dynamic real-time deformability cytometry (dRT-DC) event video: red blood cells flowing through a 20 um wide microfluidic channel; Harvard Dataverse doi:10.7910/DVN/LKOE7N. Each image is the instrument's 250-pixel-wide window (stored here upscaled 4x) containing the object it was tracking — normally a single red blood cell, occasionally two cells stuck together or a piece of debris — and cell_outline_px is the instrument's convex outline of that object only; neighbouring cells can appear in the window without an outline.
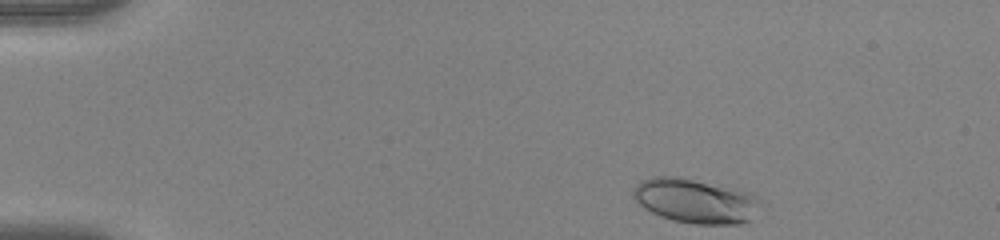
{"species": "human", "species_latin": "Homo sapiens", "temperature_condition": "warm", "stored_images_in_passage": 45, "camera_frame_rate_fps": 3000, "um_per_image_px": 0.085, "donor": {"sex": "female"}, "frame": {"image": 1, "passage_image": 1, "time_ms": 0.0, "image_size_px": [1000, 240], "cell_outline_px": [[760, 200], [752, 220], [740, 224], [692, 224], [672, 220], [660, 216], [644, 208], [632, 196], [632, 188], [640, 180], [652, 176], [680, 176], [736, 188], [748, 192], [756, 196]], "centroid_in_image_um": [59.08, 17.06], "position_along_channel_um": 25.9, "area_um2": 33.35}}
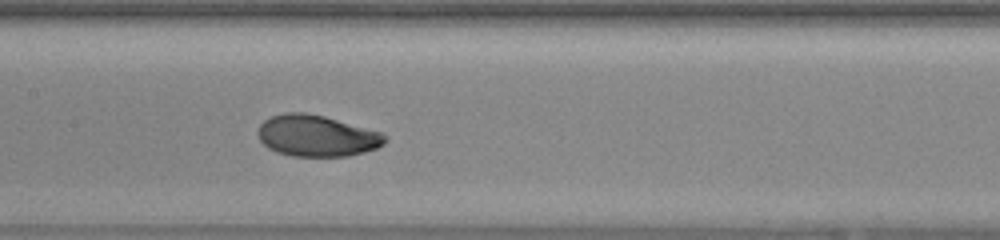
{"frame": {"image": 2, "passage_image": 20, "time_ms": 6.333, "image_size_px": [1000, 240], "cell_outline_px": [[388, 140], [384, 144], [376, 148], [364, 152], [348, 156], [292, 156], [276, 152], [268, 148], [260, 140], [260, 124], [264, 120], [272, 116], [284, 112], [304, 112], [324, 116], [380, 132], [388, 136]], "centroid_in_image_um": [26.94, 11.55], "position_along_channel_um": 180.5, "area_um2": 30.46}}
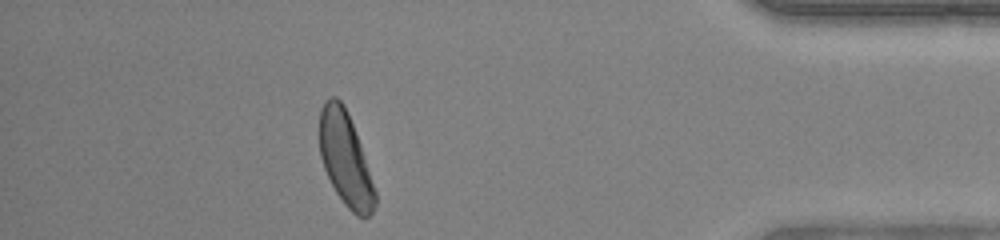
{"frame": {"image": 3, "passage_image": 40, "time_ms": 13.0, "image_size_px": [1000, 240], "cell_outline_px": [[376, 204], [372, 212], [368, 216], [356, 216], [344, 204], [336, 192], [324, 168], [320, 156], [320, 108], [324, 100], [328, 96], [336, 96], [344, 104], [348, 112], [360, 144], [376, 192]], "centroid_in_image_um": [29.34, 13.48], "position_along_channel_um": 405.9, "area_um2": 30.06}, "authors_computed_cell_mechanics": {"area_um2": 30.2872, "velocity_mm_per_s": 3.9536, "shape_relaxation_time_tau1_ms": 2.7851, "shape_relaxation_time_tau2_ms": 3.4482, "deformation_change_tau1": 0.1315, "deformation_change_tau2": 0.083}}